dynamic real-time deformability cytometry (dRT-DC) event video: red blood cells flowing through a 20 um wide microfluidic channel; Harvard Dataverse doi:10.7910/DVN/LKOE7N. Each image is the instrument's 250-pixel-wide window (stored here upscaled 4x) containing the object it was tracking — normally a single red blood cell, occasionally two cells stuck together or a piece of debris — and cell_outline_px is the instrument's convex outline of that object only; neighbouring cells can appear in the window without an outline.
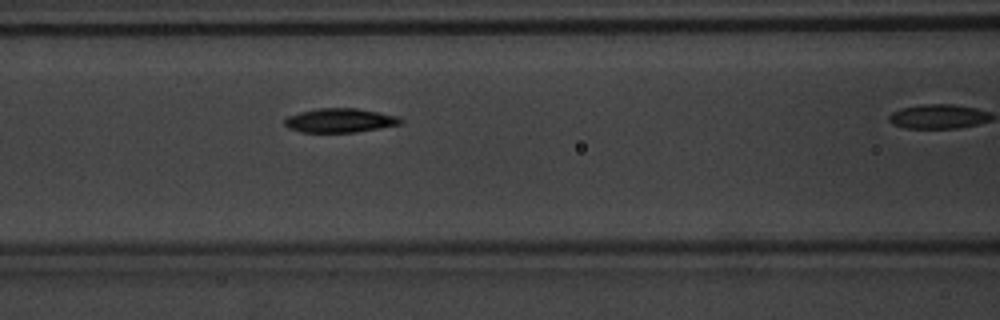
{"species": "common noctule bat (a hibernating species)", "species_latin": "Nyctalus noctula", "temperature_condition": "warm", "stored_images_in_passage": 10, "camera_frame_rate_fps": 3000, "um_per_image_px": 0.085, "animal": {"sex": "male", "body_mass_g": 20.1, "forearm_length_mm": 53.5}, "frame": {"image": 1, "passage_image": 9, "time_ms": 2.667, "image_size_px": [1000, 320], "cell_outline_px": [[404, 120], [400, 124], [356, 132], [300, 132], [288, 128], [284, 124], [284, 120], [288, 116], [300, 112], [320, 108], [356, 108], [380, 112], [400, 116]], "centroid_in_image_um": [28.91, 10.23], "position_along_channel_um": 137.7, "area_um2": 16.3}}